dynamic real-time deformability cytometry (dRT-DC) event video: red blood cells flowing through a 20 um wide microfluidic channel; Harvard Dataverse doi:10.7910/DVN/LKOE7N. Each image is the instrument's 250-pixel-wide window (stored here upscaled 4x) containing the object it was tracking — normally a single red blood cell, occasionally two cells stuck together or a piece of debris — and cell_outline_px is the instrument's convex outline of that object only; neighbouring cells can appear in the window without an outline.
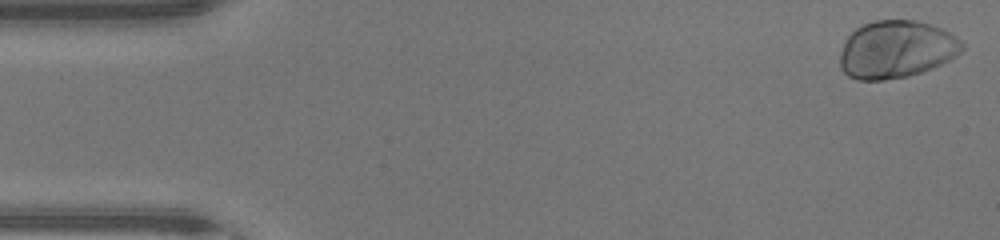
{"species": "human", "species_latin": "Homo sapiens", "temperature_condition": "warm", "stored_images_in_passage": 46, "camera_frame_rate_fps": 3000, "um_per_image_px": 0.085, "donor": {"sex": "male"}, "frame": {"image": 1, "passage_image": 1, "time_ms": 0.0, "image_size_px": [1000, 240], "cell_outline_px": [[964, 48], [960, 52], [948, 60], [932, 68], [908, 76], [884, 80], [860, 80], [848, 76], [840, 68], [840, 52], [848, 36], [856, 28], [864, 24], [876, 20], [916, 20], [932, 24], [956, 36], [964, 44]], "centroid_in_image_um": [76.18, 4.2], "position_along_channel_um": 8.8, "area_um2": 40.86}}
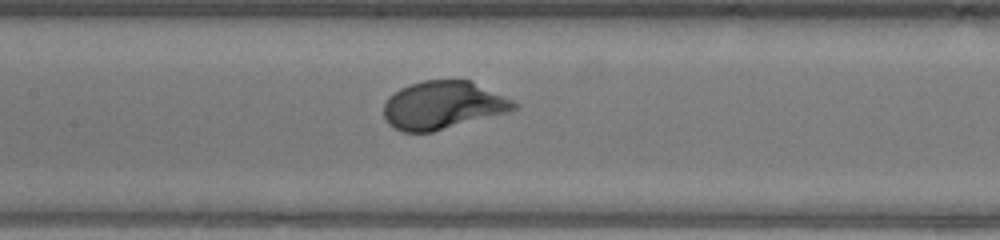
{"frame": {"image": 2, "passage_image": 21, "time_ms": 6.667, "image_size_px": [1000, 240], "cell_outline_px": [[520, 108], [508, 112], [432, 132], [400, 132], [388, 124], [384, 120], [384, 104], [388, 96], [400, 88], [408, 84], [424, 80], [468, 80], [516, 100], [520, 104]], "centroid_in_image_um": [37.66, 8.94], "position_along_channel_um": 169.7, "area_um2": 36.76}}
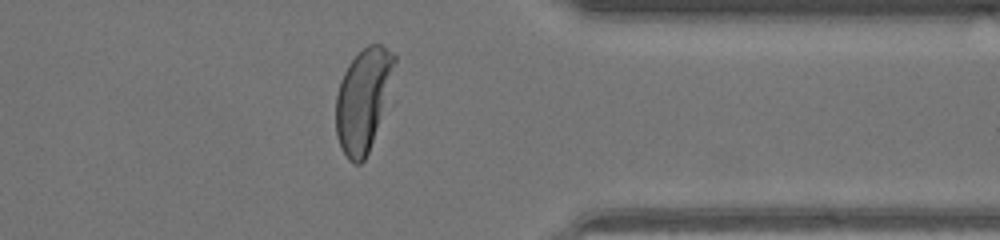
{"frame": {"image": 3, "passage_image": 36, "time_ms": 11.667, "image_size_px": [1000, 240], "cell_outline_px": [[396, 60], [372, 140], [368, 152], [364, 160], [360, 164], [356, 164], [348, 160], [340, 148], [336, 136], [336, 96], [340, 80], [348, 64], [368, 44], [380, 44], [392, 52], [396, 56]], "centroid_in_image_um": [30.8, 8.48], "position_along_channel_um": 380.6, "area_um2": 33.81}, "authors_computed_cell_mechanics": {"area_um2": 37.5122, "velocity_mm_per_s": 4.4515, "shape_relaxation_time_tau1_ms": 1.7845, "shape_relaxation_time_tau2_ms": null, "deformation_change_tau1": 0.164, "deformation_change_tau2": null}}